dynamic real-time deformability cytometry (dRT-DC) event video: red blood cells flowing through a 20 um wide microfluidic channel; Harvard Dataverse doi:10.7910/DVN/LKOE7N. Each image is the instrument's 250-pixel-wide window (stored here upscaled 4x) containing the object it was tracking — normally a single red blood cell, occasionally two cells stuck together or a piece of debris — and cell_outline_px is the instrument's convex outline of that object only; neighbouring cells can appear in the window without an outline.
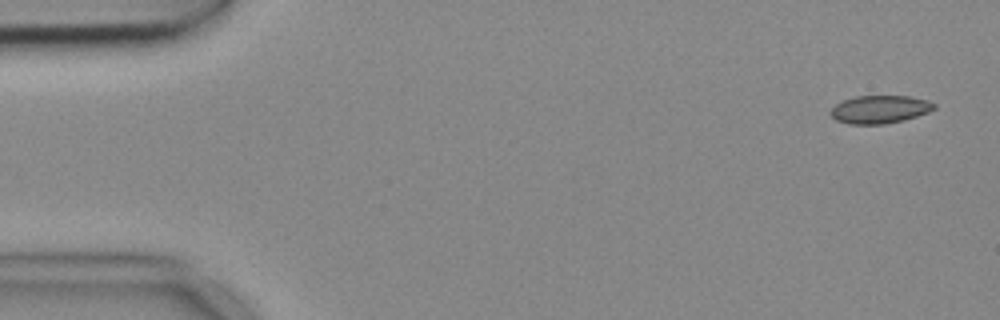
{"species": "common noctule bat (a hibernating species)", "species_latin": "Nyctalus noctula", "temperature_condition": "cold", "stored_images_in_passage": 5, "segment_of_instrument_passage": [1, 2], "camera_frame_rate_fps": 3000, "um_per_image_px": 0.085, "animal": {"sex": "female", "body_mass_g": 18.4}, "frame": {"image": 1, "passage_image": 1, "time_ms": 0.0, "image_size_px": [1000, 320], "cell_outline_px": [[936, 108], [928, 112], [904, 120], [884, 124], [848, 124], [836, 120], [828, 112], [836, 104], [844, 100], [856, 96], [908, 96], [928, 100], [936, 104]], "centroid_in_image_um": [74.78, 9.3], "position_along_channel_um": 10.2, "area_um2": 16.88}}
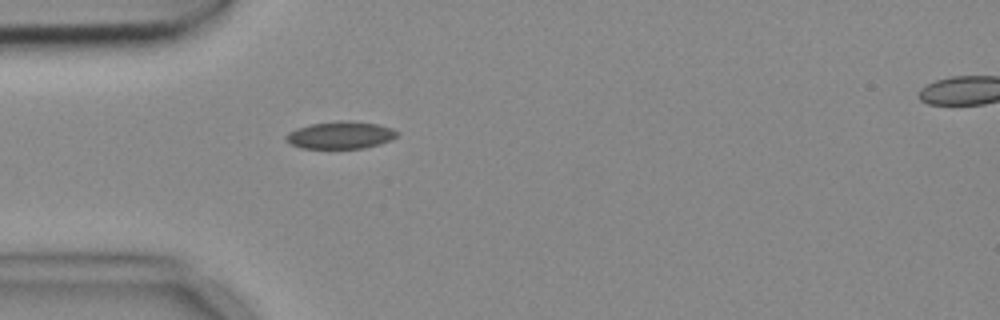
{"frame": {"image": 2, "passage_image": 4, "time_ms": 1.0, "image_size_px": [1000, 320], "cell_outline_px": [[400, 132], [396, 136], [380, 144], [364, 148], [300, 148], [284, 140], [284, 136], [288, 132], [296, 128], [312, 124], [340, 120], [344, 120], [376, 124], [392, 128]], "centroid_in_image_um": [28.9, 11.48], "position_along_channel_um": 56.1, "area_um2": 17.63}}